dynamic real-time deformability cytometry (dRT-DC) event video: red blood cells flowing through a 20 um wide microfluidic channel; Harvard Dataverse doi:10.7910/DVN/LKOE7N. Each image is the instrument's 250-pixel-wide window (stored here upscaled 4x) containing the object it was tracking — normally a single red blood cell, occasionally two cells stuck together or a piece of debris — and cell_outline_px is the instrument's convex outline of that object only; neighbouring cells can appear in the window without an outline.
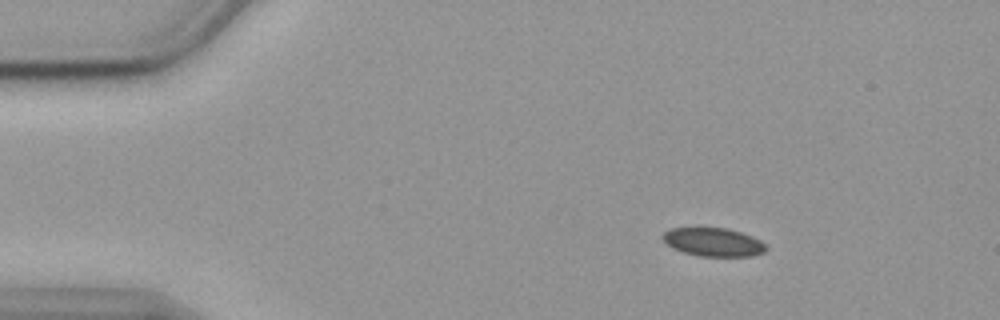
{"species": "common noctule bat (a hibernating species)", "species_latin": "Nyctalus noctula", "temperature_condition": "cold", "stored_images_in_passage": 50, "segment_of_instrument_passage": [1, 2], "camera_frame_rate_fps": 3000, "um_per_image_px": 0.085, "animal": {"sex": "female", "body_mass_g": 19.9}, "frame": {"image": 1, "passage_image": 1, "time_ms": 0.0, "image_size_px": [1000, 320], "cell_outline_px": [[768, 248], [764, 252], [752, 256], [700, 256], [684, 252], [672, 248], [660, 236], [668, 228], [696, 224], [700, 224], [728, 228], [752, 236], [760, 240]], "centroid_in_image_um": [60.56, 20.5], "position_along_channel_um": 24.4, "area_um2": 18.03}}
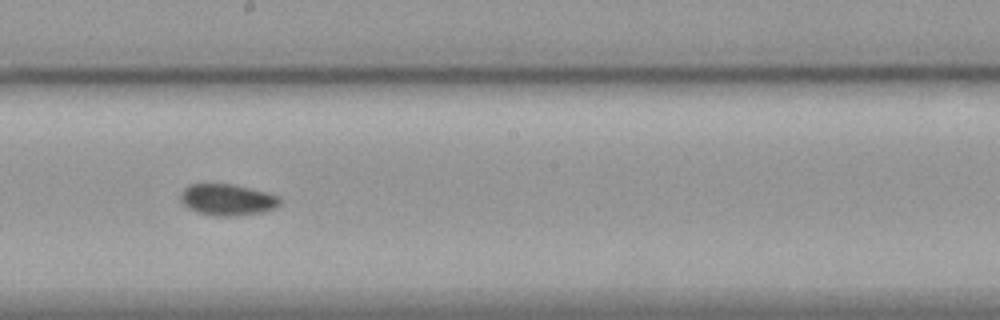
{"frame": {"image": 2, "passage_image": 24, "time_ms": 7.667, "image_size_px": [1000, 320], "cell_outline_px": [[280, 204], [272, 208], [256, 212], [228, 216], [212, 216], [196, 212], [188, 208], [180, 200], [180, 192], [188, 184], [204, 180], [232, 184], [252, 188], [268, 192], [280, 196]], "centroid_in_image_um": [19.22, 16.9], "position_along_channel_um": 229.0, "area_um2": 18.73}}
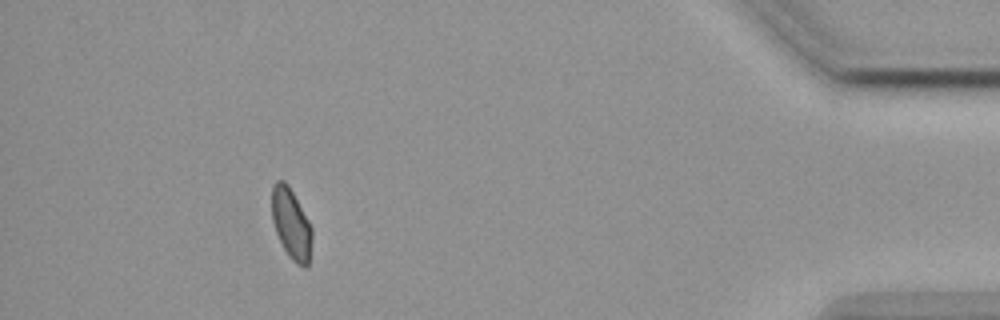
{"frame": {"image": 3, "passage_image": 44, "time_ms": 14.333, "image_size_px": [1000, 320], "cell_outline_px": [[312, 236], [308, 264], [304, 268], [296, 264], [288, 256], [276, 232], [272, 220], [272, 184], [276, 180], [284, 180], [288, 184], [308, 220], [312, 228]], "centroid_in_image_um": [24.74, 19.01], "position_along_channel_um": 410.5, "area_um2": 16.42}}